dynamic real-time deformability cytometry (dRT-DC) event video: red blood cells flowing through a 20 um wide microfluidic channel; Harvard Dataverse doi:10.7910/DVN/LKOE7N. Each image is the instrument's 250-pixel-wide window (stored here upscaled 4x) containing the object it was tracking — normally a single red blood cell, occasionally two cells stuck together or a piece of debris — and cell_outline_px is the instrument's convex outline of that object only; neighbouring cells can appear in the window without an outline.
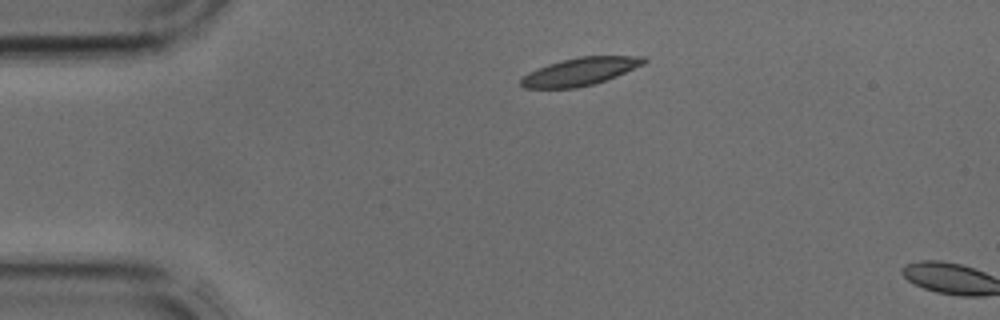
{"species": "common noctule bat (a hibernating species)", "species_latin": "Nyctalus noctula", "temperature_condition": "cold", "stored_images_in_passage": 3, "camera_frame_rate_fps": 3000, "um_per_image_px": 0.085, "animal": {"sex": "male", "body_mass_g": 17.9, "forearm_length_mm": 54.2}, "frame": {"image": 1, "passage_image": 1, "time_ms": 0.0, "image_size_px": [1000, 320], "cell_outline_px": [[648, 60], [644, 64], [616, 76], [592, 84], [576, 88], [524, 88], [520, 84], [520, 80], [528, 72], [548, 64], [580, 56], [644, 56]], "centroid_in_image_um": [49.31, 6.08], "position_along_channel_um": 35.7, "area_um2": 19.65}}